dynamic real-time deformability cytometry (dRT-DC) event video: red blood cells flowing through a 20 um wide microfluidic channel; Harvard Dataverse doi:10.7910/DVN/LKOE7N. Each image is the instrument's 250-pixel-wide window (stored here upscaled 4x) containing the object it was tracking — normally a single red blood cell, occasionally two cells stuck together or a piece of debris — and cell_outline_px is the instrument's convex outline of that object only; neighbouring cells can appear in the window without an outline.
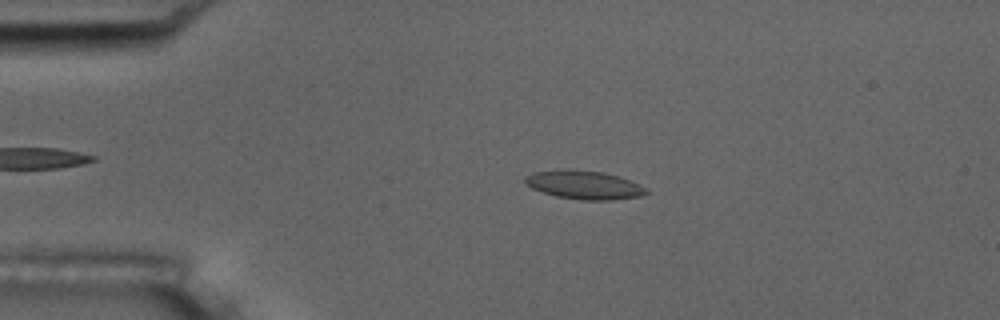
{"species": "common noctule bat (a hibernating species)", "species_latin": "Nyctalus noctula", "temperature_condition": "room temperature", "stored_images_in_passage": 41, "camera_frame_rate_fps": 3000, "um_per_image_px": 0.085, "animal": {"sex": "male", "body_mass_g": 17.5, "forearm_length_mm": 52.3}, "frame": {"image": 1, "passage_image": 4, "time_ms": 1.0, "image_size_px": [1000, 320], "cell_outline_px": [[648, 192], [640, 196], [612, 200], [584, 200], [556, 196], [532, 188], [524, 180], [524, 176], [532, 172], [560, 168], [568, 168], [604, 172], [620, 176], [640, 184], [648, 188]], "centroid_in_image_um": [49.66, 15.69], "position_along_channel_um": 35.3, "area_um2": 20.46}}
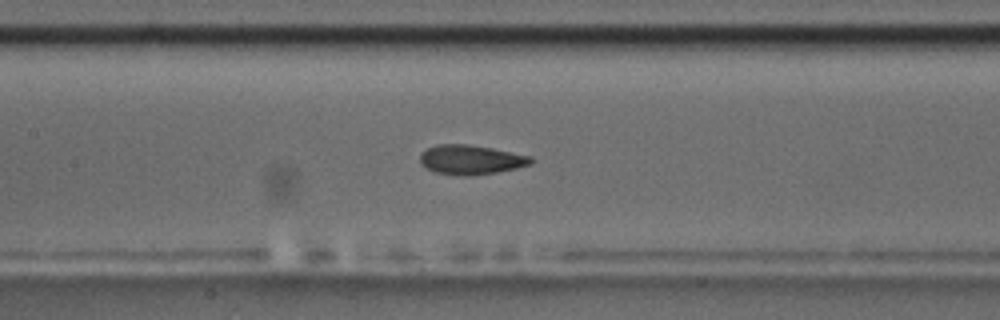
{"frame": {"image": 2, "passage_image": 18, "time_ms": 5.667, "image_size_px": [1000, 320], "cell_outline_px": [[532, 164], [516, 168], [496, 172], [472, 176], [460, 176], [436, 172], [424, 168], [420, 164], [420, 152], [436, 144], [468, 144], [492, 148], [532, 156]], "centroid_in_image_um": [39.99, 13.58], "position_along_channel_um": 167.4, "area_um2": 19.25}}
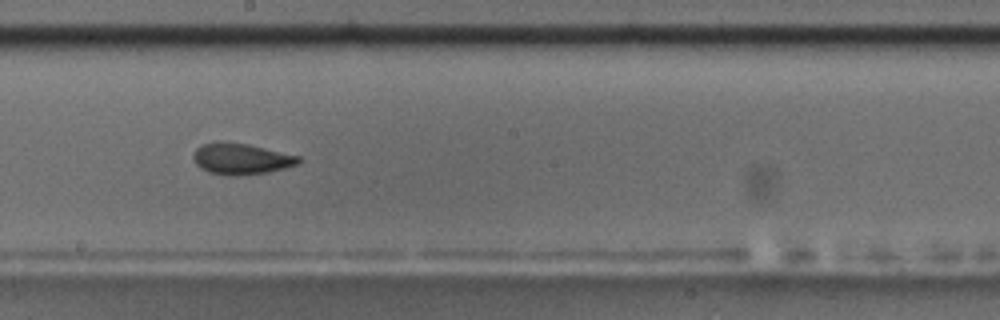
{"frame": {"image": 3, "passage_image": 23, "time_ms": 7.333, "image_size_px": [1000, 320], "cell_outline_px": [[300, 164], [268, 172], [236, 176], [208, 172], [200, 168], [196, 164], [192, 156], [196, 148], [200, 144], [216, 140], [220, 140], [248, 144], [300, 156]], "centroid_in_image_um": [20.46, 13.48], "position_along_channel_um": 227.7, "area_um2": 19.36}, "authors_computed_cell_mechanics": {"area_um2": 19.1318, "velocity_mm_per_s": 3.6451, "shape_relaxation_time_tau1_ms": null, "shape_relaxation_time_tau2_ms": 1.2676, "deformation_change_tau1": null, "deformation_change_tau2": 0.058}}